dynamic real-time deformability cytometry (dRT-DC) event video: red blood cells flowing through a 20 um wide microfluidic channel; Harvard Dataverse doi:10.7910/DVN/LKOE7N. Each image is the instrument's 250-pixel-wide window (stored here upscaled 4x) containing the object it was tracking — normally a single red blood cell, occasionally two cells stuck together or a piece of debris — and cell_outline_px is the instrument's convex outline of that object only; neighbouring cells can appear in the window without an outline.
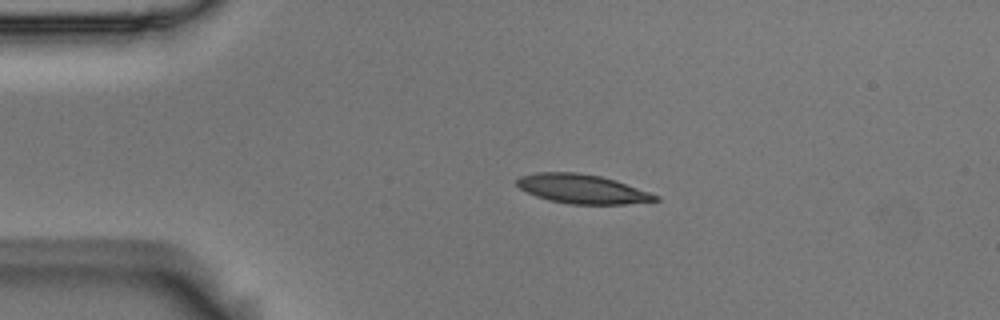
{"species": "Egyptian fruit bat (a non-hibernating species)", "species_latin": "Rousettus aegyptiacus", "temperature_condition": "room temperature", "stored_images_in_passage": 44, "camera_frame_rate_fps": 3000, "um_per_image_px": 0.085, "animal": {"sex": "male"}, "frame": {"image": 1, "passage_image": 1, "time_ms": 0.0, "image_size_px": [1000, 320], "cell_outline_px": [[660, 200], [624, 204], [572, 204], [548, 200], [536, 196], [520, 188], [516, 184], [516, 180], [520, 176], [536, 172], [576, 172], [600, 176], [616, 180], [660, 196]], "centroid_in_image_um": [49.48, 16.05], "position_along_channel_um": 35.5, "area_um2": 23.47}}
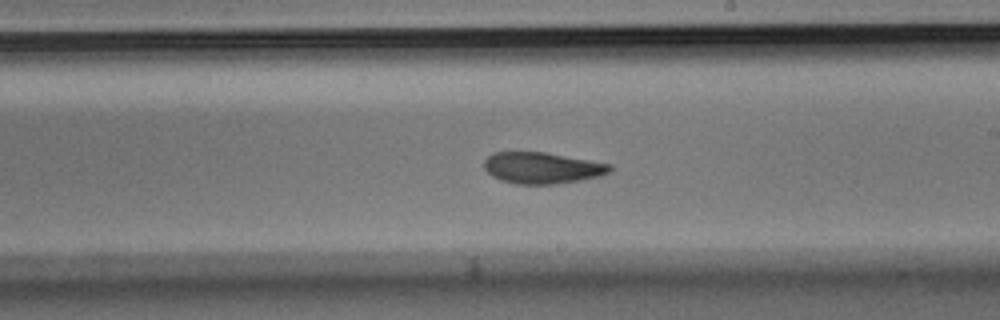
{"frame": {"image": 2, "passage_image": 21, "time_ms": 6.667, "image_size_px": [1000, 320], "cell_outline_px": [[612, 168], [608, 172], [600, 176], [556, 184], [516, 184], [500, 180], [492, 176], [484, 168], [484, 160], [492, 152], [544, 152], [612, 164]], "centroid_in_image_um": [46.05, 14.27], "position_along_channel_um": 243.0, "area_um2": 22.89}}
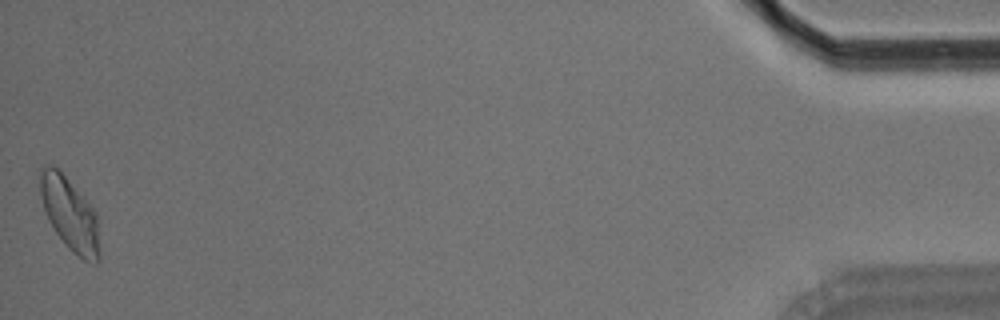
{"frame": {"image": 3, "passage_image": 44, "time_ms": 14.333, "image_size_px": [1000, 320], "cell_outline_px": [[100, 260], [96, 264], [84, 260], [72, 252], [68, 248], [56, 232], [48, 220], [40, 196], [40, 168], [44, 164], [52, 164], [64, 176], [96, 212], [100, 252]], "centroid_in_image_um": [5.93, 18.23], "position_along_channel_um": 429.3, "area_um2": 25.03}, "authors_computed_cell_mechanics": {"area_um2": 23.4957, "velocity_mm_per_s": 3.6591, "shape_relaxation_time_tau1_ms": 6.8163, "shape_relaxation_time_tau2_ms": 2.4057, "deformation_change_tau1": 0.1655, "deformation_change_tau2": 0.0694}}